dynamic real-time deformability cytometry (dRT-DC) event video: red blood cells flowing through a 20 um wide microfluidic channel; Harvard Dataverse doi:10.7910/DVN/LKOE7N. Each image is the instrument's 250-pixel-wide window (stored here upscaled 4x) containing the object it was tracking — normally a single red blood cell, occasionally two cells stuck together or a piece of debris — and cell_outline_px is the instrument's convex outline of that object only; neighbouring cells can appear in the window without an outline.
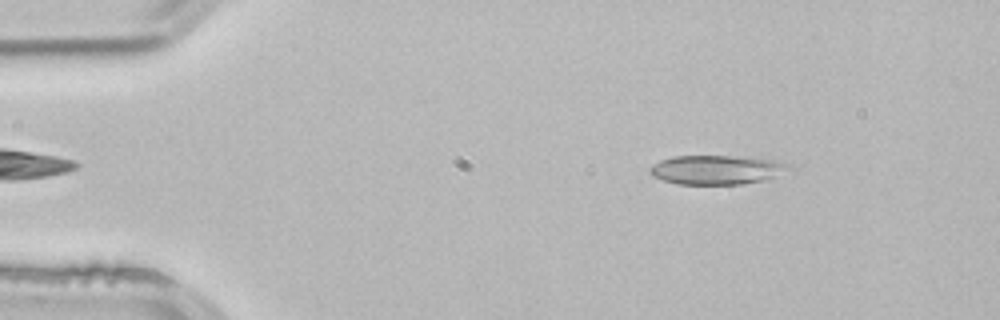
{"species": "common noctule bat (a hibernating species)", "species_latin": "Nyctalus noctula", "temperature_condition": "room temperature", "stored_images_in_passage": 2, "camera_frame_rate_fps": 3000, "um_per_image_px": 0.085, "animal": {"sex": "male", "body_mass_g": 21.5, "forearm_length_mm": 52.0}, "frame": {"image": 1, "passage_image": 1, "time_ms": 0.0, "image_size_px": [1000, 320], "cell_outline_px": [[796, 168], [768, 180], [740, 184], [676, 184], [652, 176], [648, 172], [648, 168], [652, 164], [660, 160], [672, 156], [732, 156], [772, 160], [792, 164]], "centroid_in_image_um": [60.95, 14.43], "position_along_channel_um": 24.1, "area_um2": 23.99}}